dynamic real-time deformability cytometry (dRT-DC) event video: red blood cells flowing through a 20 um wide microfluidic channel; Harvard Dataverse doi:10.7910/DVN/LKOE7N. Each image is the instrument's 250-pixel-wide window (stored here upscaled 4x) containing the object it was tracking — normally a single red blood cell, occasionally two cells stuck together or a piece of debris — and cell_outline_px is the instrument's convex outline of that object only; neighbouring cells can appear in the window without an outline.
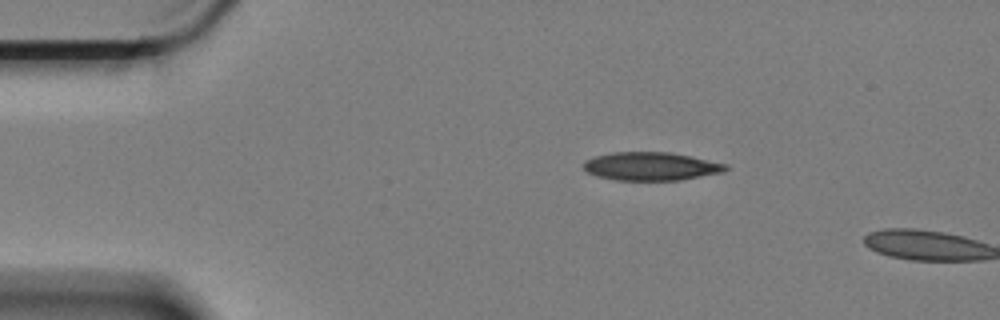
{"species": "Egyptian fruit bat (a non-hibernating species)", "species_latin": "Rousettus aegyptiacus", "temperature_condition": "cold", "stored_images_in_passage": 10, "camera_frame_rate_fps": 3000, "um_per_image_px": 0.085, "animal": {"sex": "female"}, "frame": {"image": 1, "passage_image": 9, "time_ms": 2.667, "image_size_px": [1000, 320], "cell_outline_px": [[728, 168], [724, 172], [680, 180], [616, 180], [596, 176], [588, 172], [584, 168], [584, 160], [596, 156], [612, 152], [672, 152], [692, 156], [728, 164]], "centroid_in_image_um": [55.36, 14.13], "position_along_channel_um": 29.6, "area_um2": 23.52}}